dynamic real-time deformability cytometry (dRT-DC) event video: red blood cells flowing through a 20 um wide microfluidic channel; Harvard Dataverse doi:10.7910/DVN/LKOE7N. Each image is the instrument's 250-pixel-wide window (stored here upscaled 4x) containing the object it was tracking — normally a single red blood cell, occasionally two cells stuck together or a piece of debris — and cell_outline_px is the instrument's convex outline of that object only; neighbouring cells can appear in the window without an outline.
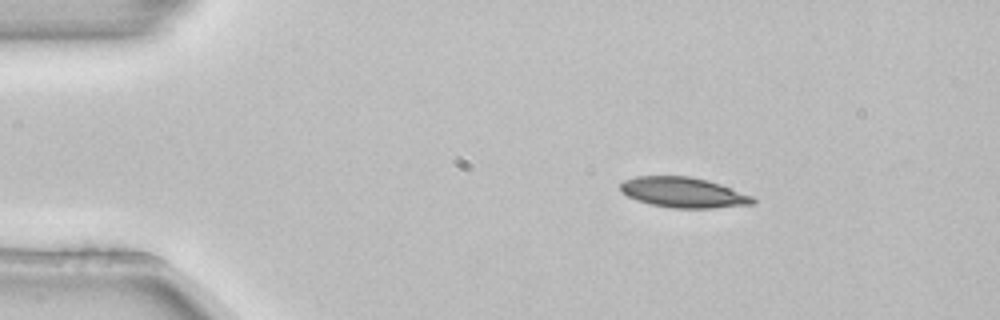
{"species": "common noctule bat (a hibernating species)", "species_latin": "Nyctalus noctula", "temperature_condition": "room temperature", "stored_images_in_passage": 3, "camera_frame_rate_fps": 3000, "um_per_image_px": 0.085, "animal": {"sex": "female", "body_mass_g": 22.7, "forearm_length_mm": 54.2}, "frame": {"image": 1, "passage_image": 2, "time_ms": 0.333, "image_size_px": [1000, 320], "cell_outline_px": [[756, 200], [752, 204], [712, 208], [672, 208], [652, 204], [636, 200], [628, 196], [620, 188], [620, 184], [624, 180], [636, 176], [688, 176], [720, 184], [752, 196]], "centroid_in_image_um": [58.07, 16.36], "position_along_channel_um": 26.9, "area_um2": 23.06}}